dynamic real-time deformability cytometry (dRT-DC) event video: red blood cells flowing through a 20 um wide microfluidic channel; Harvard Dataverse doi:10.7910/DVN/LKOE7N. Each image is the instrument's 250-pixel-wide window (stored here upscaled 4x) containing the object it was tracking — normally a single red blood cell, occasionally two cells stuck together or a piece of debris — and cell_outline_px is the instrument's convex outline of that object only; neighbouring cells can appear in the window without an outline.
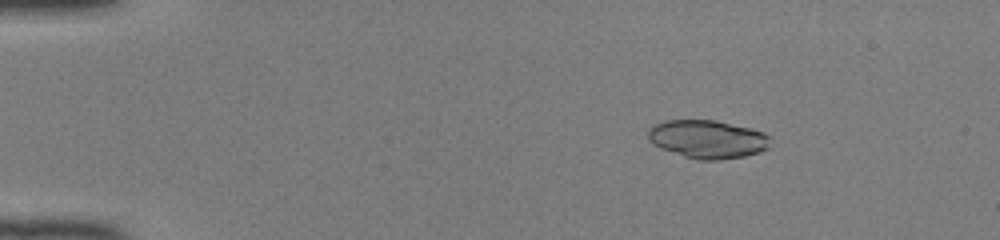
{"species": "common noctule bat (a hibernating species)", "species_latin": "Nyctalus noctula", "temperature_condition": "room temperature", "stored_images_in_passage": 49, "camera_frame_rate_fps": 3000, "um_per_image_px": 0.085, "animal": {"sex": "female", "body_mass_g": 22.0, "forearm_length_mm": 56.7}, "frame": {"image": 1, "passage_image": 8, "time_ms": 2.333, "image_size_px": [1000, 240], "cell_outline_px": [[768, 148], [760, 152], [744, 156], [720, 160], [696, 160], [660, 148], [652, 144], [648, 140], [648, 128], [652, 124], [664, 120], [716, 120], [764, 132], [768, 136]], "centroid_in_image_um": [60.08, 11.83], "position_along_channel_um": 24.9, "area_um2": 27.34}}